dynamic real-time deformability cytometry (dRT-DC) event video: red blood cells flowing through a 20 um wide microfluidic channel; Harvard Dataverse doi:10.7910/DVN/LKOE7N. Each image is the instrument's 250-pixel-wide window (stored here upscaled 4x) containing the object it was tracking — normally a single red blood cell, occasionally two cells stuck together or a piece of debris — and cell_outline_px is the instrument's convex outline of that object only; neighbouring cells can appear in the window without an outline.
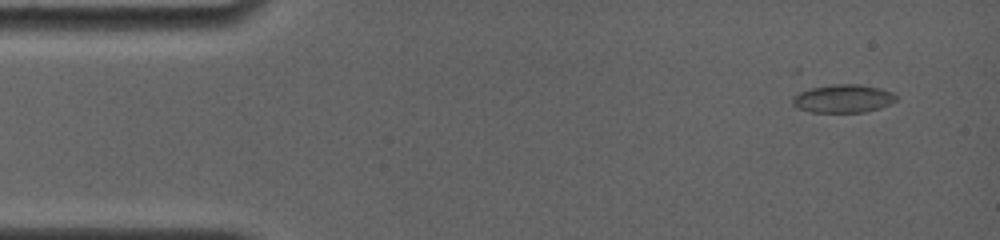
{"species": "common noctule bat (a hibernating species)", "species_latin": "Nyctalus noctula", "temperature_condition": "room temperature", "stored_images_in_passage": 51, "camera_frame_rate_fps": 4000, "um_per_image_px": 0.085, "animal": {"sex": "female", "body_mass_g": 19.0, "forearm_length_mm": 56.7}, "frame": {"image": 1, "passage_image": 2, "time_ms": 0.25, "image_size_px": [1000, 240], "cell_outline_px": [[896, 100], [888, 104], [876, 108], [860, 112], [812, 112], [800, 108], [792, 104], [792, 96], [800, 92], [812, 88], [836, 84], [856, 84], [876, 88], [888, 92], [896, 96]], "centroid_in_image_um": [71.59, 8.38], "position_along_channel_um": 13.4, "area_um2": 16.36}}
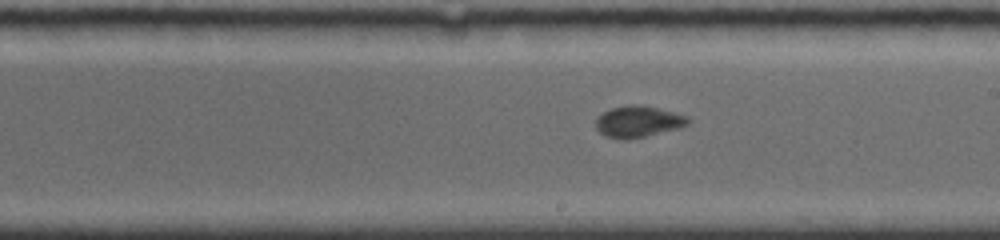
{"frame": {"image": 2, "passage_image": 30, "time_ms": 8.5, "image_size_px": [1000, 240], "cell_outline_px": [[692, 120], [688, 124], [680, 128], [628, 140], [624, 140], [604, 136], [596, 128], [596, 120], [604, 112], [612, 108], [632, 104], [640, 104], [688, 116]], "centroid_in_image_um": [54.26, 10.35], "position_along_channel_um": 234.7, "area_um2": 16.82}}
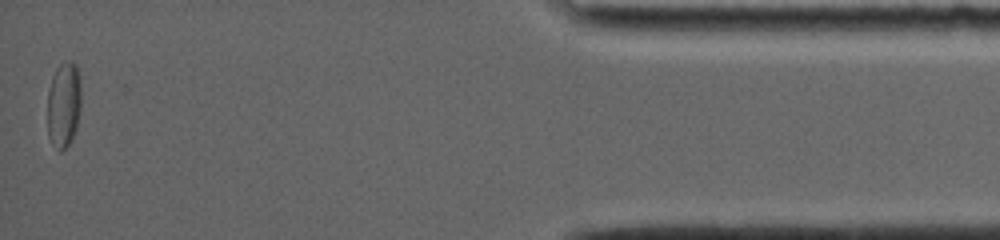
{"frame": {"image": 3, "passage_image": 51, "time_ms": 15.25, "image_size_px": [1000, 240], "cell_outline_px": [[80, 112], [76, 128], [72, 140], [60, 152], [52, 144], [48, 136], [48, 92], [52, 76], [56, 68], [60, 64], [68, 60], [76, 64], [80, 80]], "centroid_in_image_um": [5.42, 8.89], "position_along_channel_um": 429.8, "area_um2": 16.94}, "authors_computed_cell_mechanics": {"area_um2": 16.473, "velocity_mm_per_s": 3.8496, "shape_relaxation_time_tau1_ms": null, "shape_relaxation_time_tau2_ms": 1.3112, "deformation_change_tau1": null, "deformation_change_tau2": 0.0518}}